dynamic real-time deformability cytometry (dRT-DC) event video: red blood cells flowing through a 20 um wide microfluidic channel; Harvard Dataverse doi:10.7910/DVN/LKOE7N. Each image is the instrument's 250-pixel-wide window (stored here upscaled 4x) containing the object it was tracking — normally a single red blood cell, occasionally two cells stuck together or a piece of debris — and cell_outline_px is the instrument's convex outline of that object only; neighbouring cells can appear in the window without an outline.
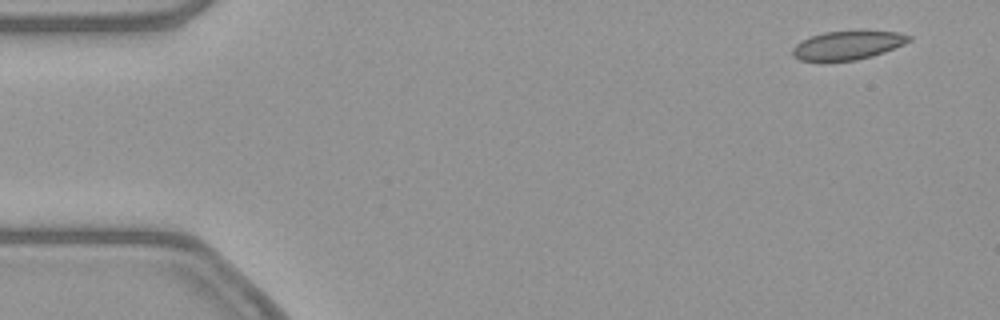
{"species": "common noctule bat (a hibernating species)", "species_latin": "Nyctalus noctula", "temperature_condition": "warm", "stored_images_in_passage": 51, "camera_frame_rate_fps": 3000, "um_per_image_px": 0.085, "animal": {"sex": "female", "body_mass_g": 21.9}, "frame": {"image": 1, "passage_image": 1, "time_ms": 0.0, "image_size_px": [1000, 320], "cell_outline_px": [[912, 40], [904, 44], [884, 52], [872, 56], [856, 60], [824, 64], [800, 60], [792, 56], [792, 48], [800, 40], [824, 32], [896, 32], [912, 36]], "centroid_in_image_um": [71.96, 3.91], "position_along_channel_um": 13.0, "area_um2": 19.83}}
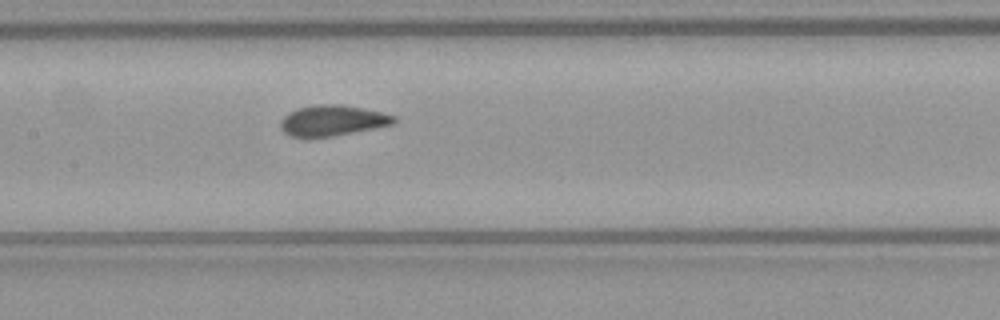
{"frame": {"image": 2, "passage_image": 23, "time_ms": 7.333, "image_size_px": [1000, 320], "cell_outline_px": [[396, 120], [392, 124], [332, 136], [308, 140], [304, 140], [288, 136], [280, 128], [280, 120], [288, 112], [296, 108], [320, 104], [340, 104], [380, 112], [396, 116]], "centroid_in_image_um": [28.13, 10.28], "position_along_channel_um": 179.3, "area_um2": 20.58}}
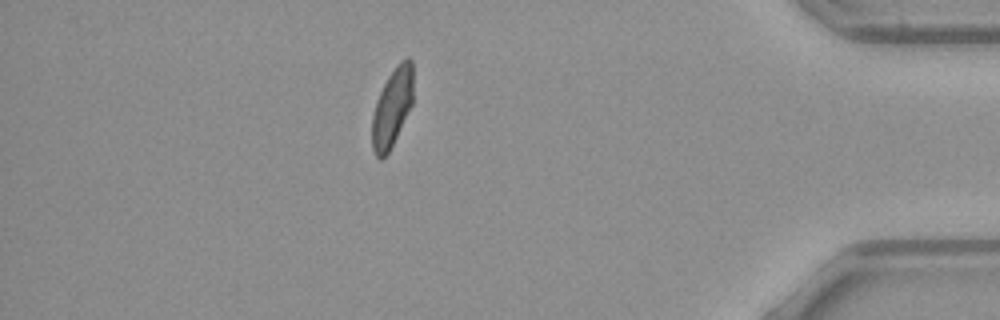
{"frame": {"image": 3, "passage_image": 44, "time_ms": 14.333, "image_size_px": [1000, 320], "cell_outline_px": [[412, 104], [388, 152], [380, 160], [376, 156], [372, 148], [372, 116], [376, 100], [388, 76], [396, 64], [400, 60], [408, 56], [412, 60]], "centroid_in_image_um": [33.32, 9.09], "position_along_channel_um": 401.9, "area_um2": 18.55}, "authors_computed_cell_mechanics": {"area_um2": 20.3456, "velocity_mm_per_s": 3.8427, "shape_relaxation_time_tau1_ms": 6.6103, "shape_relaxation_time_tau2_ms": 0.7405, "deformation_change_tau1": 0.1439, "deformation_change_tau2": 0.0534}}